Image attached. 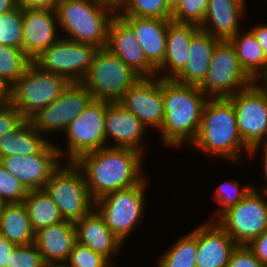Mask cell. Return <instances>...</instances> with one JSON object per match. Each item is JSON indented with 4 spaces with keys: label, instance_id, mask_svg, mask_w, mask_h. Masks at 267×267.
Wrapping results in <instances>:
<instances>
[{
    "label": "cell",
    "instance_id": "6da1fadb",
    "mask_svg": "<svg viewBox=\"0 0 267 267\" xmlns=\"http://www.w3.org/2000/svg\"><path fill=\"white\" fill-rule=\"evenodd\" d=\"M141 152L132 148L104 147L80 156L75 164L81 169L94 201L120 189L132 187L140 176Z\"/></svg>",
    "mask_w": 267,
    "mask_h": 267
},
{
    "label": "cell",
    "instance_id": "7a4b0ae2",
    "mask_svg": "<svg viewBox=\"0 0 267 267\" xmlns=\"http://www.w3.org/2000/svg\"><path fill=\"white\" fill-rule=\"evenodd\" d=\"M162 96L164 143L171 146L182 145L185 141L193 143L208 96L198 86L182 84L174 79H162Z\"/></svg>",
    "mask_w": 267,
    "mask_h": 267
},
{
    "label": "cell",
    "instance_id": "3957f363",
    "mask_svg": "<svg viewBox=\"0 0 267 267\" xmlns=\"http://www.w3.org/2000/svg\"><path fill=\"white\" fill-rule=\"evenodd\" d=\"M210 155L226 157L237 162L238 152L244 147L238 130L237 117L227 98H209L202 112L198 133L192 143Z\"/></svg>",
    "mask_w": 267,
    "mask_h": 267
},
{
    "label": "cell",
    "instance_id": "277c9868",
    "mask_svg": "<svg viewBox=\"0 0 267 267\" xmlns=\"http://www.w3.org/2000/svg\"><path fill=\"white\" fill-rule=\"evenodd\" d=\"M57 23L67 39L106 48L109 24L116 13L96 0H58L54 6Z\"/></svg>",
    "mask_w": 267,
    "mask_h": 267
},
{
    "label": "cell",
    "instance_id": "5b68a950",
    "mask_svg": "<svg viewBox=\"0 0 267 267\" xmlns=\"http://www.w3.org/2000/svg\"><path fill=\"white\" fill-rule=\"evenodd\" d=\"M141 77L107 48H98L82 84L93 100L119 102Z\"/></svg>",
    "mask_w": 267,
    "mask_h": 267
},
{
    "label": "cell",
    "instance_id": "8992f818",
    "mask_svg": "<svg viewBox=\"0 0 267 267\" xmlns=\"http://www.w3.org/2000/svg\"><path fill=\"white\" fill-rule=\"evenodd\" d=\"M70 84L65 77L45 72L31 63L9 88V102L28 120L57 99Z\"/></svg>",
    "mask_w": 267,
    "mask_h": 267
},
{
    "label": "cell",
    "instance_id": "52a82bcc",
    "mask_svg": "<svg viewBox=\"0 0 267 267\" xmlns=\"http://www.w3.org/2000/svg\"><path fill=\"white\" fill-rule=\"evenodd\" d=\"M68 163L69 166H59L53 172L43 190L56 204L62 218L75 223L93 210L94 200L81 169L75 162Z\"/></svg>",
    "mask_w": 267,
    "mask_h": 267
},
{
    "label": "cell",
    "instance_id": "ba28073f",
    "mask_svg": "<svg viewBox=\"0 0 267 267\" xmlns=\"http://www.w3.org/2000/svg\"><path fill=\"white\" fill-rule=\"evenodd\" d=\"M254 82L241 67L231 43L220 41L212 53L206 77L198 87L210 98H227Z\"/></svg>",
    "mask_w": 267,
    "mask_h": 267
},
{
    "label": "cell",
    "instance_id": "9c48e42d",
    "mask_svg": "<svg viewBox=\"0 0 267 267\" xmlns=\"http://www.w3.org/2000/svg\"><path fill=\"white\" fill-rule=\"evenodd\" d=\"M145 181L144 179L132 187L110 192L94 201L96 211L122 242L143 215Z\"/></svg>",
    "mask_w": 267,
    "mask_h": 267
},
{
    "label": "cell",
    "instance_id": "30bf717a",
    "mask_svg": "<svg viewBox=\"0 0 267 267\" xmlns=\"http://www.w3.org/2000/svg\"><path fill=\"white\" fill-rule=\"evenodd\" d=\"M97 49L92 44L59 37L32 63L45 72L65 77L70 83H82L90 70Z\"/></svg>",
    "mask_w": 267,
    "mask_h": 267
},
{
    "label": "cell",
    "instance_id": "8fae6325",
    "mask_svg": "<svg viewBox=\"0 0 267 267\" xmlns=\"http://www.w3.org/2000/svg\"><path fill=\"white\" fill-rule=\"evenodd\" d=\"M258 85L254 82L227 97L235 109L238 130L250 155L256 152L267 135V92Z\"/></svg>",
    "mask_w": 267,
    "mask_h": 267
},
{
    "label": "cell",
    "instance_id": "7c38bea8",
    "mask_svg": "<svg viewBox=\"0 0 267 267\" xmlns=\"http://www.w3.org/2000/svg\"><path fill=\"white\" fill-rule=\"evenodd\" d=\"M259 194L253 188L238 204L217 217L216 222L237 245H248L267 229V202Z\"/></svg>",
    "mask_w": 267,
    "mask_h": 267
},
{
    "label": "cell",
    "instance_id": "4fadbf2b",
    "mask_svg": "<svg viewBox=\"0 0 267 267\" xmlns=\"http://www.w3.org/2000/svg\"><path fill=\"white\" fill-rule=\"evenodd\" d=\"M108 101L92 100L79 116L66 128L70 162L80 156L106 146L105 112Z\"/></svg>",
    "mask_w": 267,
    "mask_h": 267
},
{
    "label": "cell",
    "instance_id": "5bb4252c",
    "mask_svg": "<svg viewBox=\"0 0 267 267\" xmlns=\"http://www.w3.org/2000/svg\"><path fill=\"white\" fill-rule=\"evenodd\" d=\"M92 100L91 92L82 83H71L57 99L28 120L39 133L65 131Z\"/></svg>",
    "mask_w": 267,
    "mask_h": 267
},
{
    "label": "cell",
    "instance_id": "9a60e30c",
    "mask_svg": "<svg viewBox=\"0 0 267 267\" xmlns=\"http://www.w3.org/2000/svg\"><path fill=\"white\" fill-rule=\"evenodd\" d=\"M50 143L41 153L10 156L0 159L3 167L16 177L27 191L42 190L53 172L60 166L59 157L65 152Z\"/></svg>",
    "mask_w": 267,
    "mask_h": 267
},
{
    "label": "cell",
    "instance_id": "2e32d148",
    "mask_svg": "<svg viewBox=\"0 0 267 267\" xmlns=\"http://www.w3.org/2000/svg\"><path fill=\"white\" fill-rule=\"evenodd\" d=\"M140 78L119 101L146 127L161 129L164 120L162 79ZM153 79V80H152ZM155 80V81H154Z\"/></svg>",
    "mask_w": 267,
    "mask_h": 267
},
{
    "label": "cell",
    "instance_id": "e0dca14e",
    "mask_svg": "<svg viewBox=\"0 0 267 267\" xmlns=\"http://www.w3.org/2000/svg\"><path fill=\"white\" fill-rule=\"evenodd\" d=\"M106 48L141 78L156 77V69L146 60L132 28L118 14L109 24Z\"/></svg>",
    "mask_w": 267,
    "mask_h": 267
},
{
    "label": "cell",
    "instance_id": "ac0fdd59",
    "mask_svg": "<svg viewBox=\"0 0 267 267\" xmlns=\"http://www.w3.org/2000/svg\"><path fill=\"white\" fill-rule=\"evenodd\" d=\"M56 20L54 7L23 8L22 50L31 61L59 39Z\"/></svg>",
    "mask_w": 267,
    "mask_h": 267
},
{
    "label": "cell",
    "instance_id": "d6986e66",
    "mask_svg": "<svg viewBox=\"0 0 267 267\" xmlns=\"http://www.w3.org/2000/svg\"><path fill=\"white\" fill-rule=\"evenodd\" d=\"M213 219L197 228L196 267H227L237 244Z\"/></svg>",
    "mask_w": 267,
    "mask_h": 267
},
{
    "label": "cell",
    "instance_id": "ffe728a7",
    "mask_svg": "<svg viewBox=\"0 0 267 267\" xmlns=\"http://www.w3.org/2000/svg\"><path fill=\"white\" fill-rule=\"evenodd\" d=\"M146 126L119 102H109L105 112V137L116 141L120 148H132L143 153L142 138Z\"/></svg>",
    "mask_w": 267,
    "mask_h": 267
},
{
    "label": "cell",
    "instance_id": "44dd1931",
    "mask_svg": "<svg viewBox=\"0 0 267 267\" xmlns=\"http://www.w3.org/2000/svg\"><path fill=\"white\" fill-rule=\"evenodd\" d=\"M133 30L146 60L157 70L163 63L171 19L120 16Z\"/></svg>",
    "mask_w": 267,
    "mask_h": 267
},
{
    "label": "cell",
    "instance_id": "7402d4cb",
    "mask_svg": "<svg viewBox=\"0 0 267 267\" xmlns=\"http://www.w3.org/2000/svg\"><path fill=\"white\" fill-rule=\"evenodd\" d=\"M45 263H65L77 243L74 222L64 220L35 232V242Z\"/></svg>",
    "mask_w": 267,
    "mask_h": 267
},
{
    "label": "cell",
    "instance_id": "603a6c76",
    "mask_svg": "<svg viewBox=\"0 0 267 267\" xmlns=\"http://www.w3.org/2000/svg\"><path fill=\"white\" fill-rule=\"evenodd\" d=\"M244 7L245 0H209L199 28L220 41H229L239 32L238 22L245 14Z\"/></svg>",
    "mask_w": 267,
    "mask_h": 267
},
{
    "label": "cell",
    "instance_id": "cb8c5ba5",
    "mask_svg": "<svg viewBox=\"0 0 267 267\" xmlns=\"http://www.w3.org/2000/svg\"><path fill=\"white\" fill-rule=\"evenodd\" d=\"M199 30L198 25L191 23L171 21L168 24L165 57L162 65L156 70V74H159L158 71L162 69L171 70L168 72L170 75H163L161 79H175L183 71L189 59L192 37Z\"/></svg>",
    "mask_w": 267,
    "mask_h": 267
},
{
    "label": "cell",
    "instance_id": "d4e9b609",
    "mask_svg": "<svg viewBox=\"0 0 267 267\" xmlns=\"http://www.w3.org/2000/svg\"><path fill=\"white\" fill-rule=\"evenodd\" d=\"M77 242L101 254L109 262L119 250L122 241L105 224L96 210L75 222Z\"/></svg>",
    "mask_w": 267,
    "mask_h": 267
},
{
    "label": "cell",
    "instance_id": "484cf974",
    "mask_svg": "<svg viewBox=\"0 0 267 267\" xmlns=\"http://www.w3.org/2000/svg\"><path fill=\"white\" fill-rule=\"evenodd\" d=\"M219 42V39L200 29L192 37L185 68L174 80L182 84L199 86L206 77L212 53Z\"/></svg>",
    "mask_w": 267,
    "mask_h": 267
},
{
    "label": "cell",
    "instance_id": "4316f807",
    "mask_svg": "<svg viewBox=\"0 0 267 267\" xmlns=\"http://www.w3.org/2000/svg\"><path fill=\"white\" fill-rule=\"evenodd\" d=\"M49 141L35 130L29 120H24L16 129L0 139V159L10 156H29L41 153Z\"/></svg>",
    "mask_w": 267,
    "mask_h": 267
},
{
    "label": "cell",
    "instance_id": "83f0119b",
    "mask_svg": "<svg viewBox=\"0 0 267 267\" xmlns=\"http://www.w3.org/2000/svg\"><path fill=\"white\" fill-rule=\"evenodd\" d=\"M0 234L16 245L35 242V231L23 203L4 205L0 213Z\"/></svg>",
    "mask_w": 267,
    "mask_h": 267
},
{
    "label": "cell",
    "instance_id": "f1b7e54d",
    "mask_svg": "<svg viewBox=\"0 0 267 267\" xmlns=\"http://www.w3.org/2000/svg\"><path fill=\"white\" fill-rule=\"evenodd\" d=\"M229 42L237 54L241 67L255 82L259 80L258 76L265 70L267 59L254 34L250 30L243 35L238 32Z\"/></svg>",
    "mask_w": 267,
    "mask_h": 267
},
{
    "label": "cell",
    "instance_id": "f546056e",
    "mask_svg": "<svg viewBox=\"0 0 267 267\" xmlns=\"http://www.w3.org/2000/svg\"><path fill=\"white\" fill-rule=\"evenodd\" d=\"M34 231L64 221L58 207L42 190L28 191L23 200Z\"/></svg>",
    "mask_w": 267,
    "mask_h": 267
},
{
    "label": "cell",
    "instance_id": "4dcf8cb0",
    "mask_svg": "<svg viewBox=\"0 0 267 267\" xmlns=\"http://www.w3.org/2000/svg\"><path fill=\"white\" fill-rule=\"evenodd\" d=\"M197 228L176 242L161 257L158 267H196Z\"/></svg>",
    "mask_w": 267,
    "mask_h": 267
},
{
    "label": "cell",
    "instance_id": "1f68e13d",
    "mask_svg": "<svg viewBox=\"0 0 267 267\" xmlns=\"http://www.w3.org/2000/svg\"><path fill=\"white\" fill-rule=\"evenodd\" d=\"M31 63L22 49L0 45V80L9 88Z\"/></svg>",
    "mask_w": 267,
    "mask_h": 267
},
{
    "label": "cell",
    "instance_id": "d6a6232c",
    "mask_svg": "<svg viewBox=\"0 0 267 267\" xmlns=\"http://www.w3.org/2000/svg\"><path fill=\"white\" fill-rule=\"evenodd\" d=\"M23 8L0 15V45L22 49Z\"/></svg>",
    "mask_w": 267,
    "mask_h": 267
},
{
    "label": "cell",
    "instance_id": "836d02e7",
    "mask_svg": "<svg viewBox=\"0 0 267 267\" xmlns=\"http://www.w3.org/2000/svg\"><path fill=\"white\" fill-rule=\"evenodd\" d=\"M125 12L119 16H136L147 18L171 19L172 12L168 9L166 0H128L123 7Z\"/></svg>",
    "mask_w": 267,
    "mask_h": 267
},
{
    "label": "cell",
    "instance_id": "e575fe53",
    "mask_svg": "<svg viewBox=\"0 0 267 267\" xmlns=\"http://www.w3.org/2000/svg\"><path fill=\"white\" fill-rule=\"evenodd\" d=\"M209 0H182L172 13L171 20L200 26L208 8Z\"/></svg>",
    "mask_w": 267,
    "mask_h": 267
},
{
    "label": "cell",
    "instance_id": "d590c367",
    "mask_svg": "<svg viewBox=\"0 0 267 267\" xmlns=\"http://www.w3.org/2000/svg\"><path fill=\"white\" fill-rule=\"evenodd\" d=\"M253 186L248 185L245 188H239L236 181H226L222 183L216 190L215 200L220 203V209L216 215L219 217L223 212L232 206L238 204L242 199H244L253 189Z\"/></svg>",
    "mask_w": 267,
    "mask_h": 267
},
{
    "label": "cell",
    "instance_id": "8d00e7d4",
    "mask_svg": "<svg viewBox=\"0 0 267 267\" xmlns=\"http://www.w3.org/2000/svg\"><path fill=\"white\" fill-rule=\"evenodd\" d=\"M27 189L0 162V197L5 204L23 203Z\"/></svg>",
    "mask_w": 267,
    "mask_h": 267
},
{
    "label": "cell",
    "instance_id": "74e56055",
    "mask_svg": "<svg viewBox=\"0 0 267 267\" xmlns=\"http://www.w3.org/2000/svg\"><path fill=\"white\" fill-rule=\"evenodd\" d=\"M45 264L43 257L35 243L17 245L9 254L8 264L5 267H42Z\"/></svg>",
    "mask_w": 267,
    "mask_h": 267
},
{
    "label": "cell",
    "instance_id": "f35d334b",
    "mask_svg": "<svg viewBox=\"0 0 267 267\" xmlns=\"http://www.w3.org/2000/svg\"><path fill=\"white\" fill-rule=\"evenodd\" d=\"M67 262L71 263L67 264V267H105L109 261L101 254L77 242Z\"/></svg>",
    "mask_w": 267,
    "mask_h": 267
},
{
    "label": "cell",
    "instance_id": "ab89813d",
    "mask_svg": "<svg viewBox=\"0 0 267 267\" xmlns=\"http://www.w3.org/2000/svg\"><path fill=\"white\" fill-rule=\"evenodd\" d=\"M25 119L10 102L0 106V139L16 129Z\"/></svg>",
    "mask_w": 267,
    "mask_h": 267
},
{
    "label": "cell",
    "instance_id": "60d3db41",
    "mask_svg": "<svg viewBox=\"0 0 267 267\" xmlns=\"http://www.w3.org/2000/svg\"><path fill=\"white\" fill-rule=\"evenodd\" d=\"M227 267H266L253 254L247 245H237L233 250Z\"/></svg>",
    "mask_w": 267,
    "mask_h": 267
},
{
    "label": "cell",
    "instance_id": "b9f144b4",
    "mask_svg": "<svg viewBox=\"0 0 267 267\" xmlns=\"http://www.w3.org/2000/svg\"><path fill=\"white\" fill-rule=\"evenodd\" d=\"M247 247L267 267V229L258 237L253 239Z\"/></svg>",
    "mask_w": 267,
    "mask_h": 267
},
{
    "label": "cell",
    "instance_id": "7bdbcfd3",
    "mask_svg": "<svg viewBox=\"0 0 267 267\" xmlns=\"http://www.w3.org/2000/svg\"><path fill=\"white\" fill-rule=\"evenodd\" d=\"M19 8H50L54 7L58 0H14Z\"/></svg>",
    "mask_w": 267,
    "mask_h": 267
},
{
    "label": "cell",
    "instance_id": "ee69618b",
    "mask_svg": "<svg viewBox=\"0 0 267 267\" xmlns=\"http://www.w3.org/2000/svg\"><path fill=\"white\" fill-rule=\"evenodd\" d=\"M16 246L0 234V267H5L8 264L9 254L13 252Z\"/></svg>",
    "mask_w": 267,
    "mask_h": 267
},
{
    "label": "cell",
    "instance_id": "f6af8a7d",
    "mask_svg": "<svg viewBox=\"0 0 267 267\" xmlns=\"http://www.w3.org/2000/svg\"><path fill=\"white\" fill-rule=\"evenodd\" d=\"M250 31L256 37V40L258 41V44L262 48L263 54L267 59V25L258 24L257 27L255 26L253 29H250Z\"/></svg>",
    "mask_w": 267,
    "mask_h": 267
},
{
    "label": "cell",
    "instance_id": "bcb514c9",
    "mask_svg": "<svg viewBox=\"0 0 267 267\" xmlns=\"http://www.w3.org/2000/svg\"><path fill=\"white\" fill-rule=\"evenodd\" d=\"M101 5L109 7L110 9L115 11H120L119 9L123 8L128 0H96Z\"/></svg>",
    "mask_w": 267,
    "mask_h": 267
},
{
    "label": "cell",
    "instance_id": "7dc6e473",
    "mask_svg": "<svg viewBox=\"0 0 267 267\" xmlns=\"http://www.w3.org/2000/svg\"><path fill=\"white\" fill-rule=\"evenodd\" d=\"M16 8L14 0H0V15L10 12Z\"/></svg>",
    "mask_w": 267,
    "mask_h": 267
},
{
    "label": "cell",
    "instance_id": "c3c4849f",
    "mask_svg": "<svg viewBox=\"0 0 267 267\" xmlns=\"http://www.w3.org/2000/svg\"><path fill=\"white\" fill-rule=\"evenodd\" d=\"M9 103V87L0 80V106Z\"/></svg>",
    "mask_w": 267,
    "mask_h": 267
},
{
    "label": "cell",
    "instance_id": "681fc988",
    "mask_svg": "<svg viewBox=\"0 0 267 267\" xmlns=\"http://www.w3.org/2000/svg\"><path fill=\"white\" fill-rule=\"evenodd\" d=\"M264 145L265 146H264V149H263L264 150V155H263L264 156V160H263L264 161V163H263V165H264L263 168L264 169L263 170H264V173H265L264 175H265V177L267 179V140H266ZM263 192L267 196V187L263 189Z\"/></svg>",
    "mask_w": 267,
    "mask_h": 267
},
{
    "label": "cell",
    "instance_id": "f907efd6",
    "mask_svg": "<svg viewBox=\"0 0 267 267\" xmlns=\"http://www.w3.org/2000/svg\"><path fill=\"white\" fill-rule=\"evenodd\" d=\"M166 1L168 9L173 13L178 8L182 0H166Z\"/></svg>",
    "mask_w": 267,
    "mask_h": 267
},
{
    "label": "cell",
    "instance_id": "816d5d0a",
    "mask_svg": "<svg viewBox=\"0 0 267 267\" xmlns=\"http://www.w3.org/2000/svg\"><path fill=\"white\" fill-rule=\"evenodd\" d=\"M262 75H259L258 77L259 78H263V81L264 83L266 84H263L262 86L260 85L259 87L264 90L265 92H267V64H266V67H265V70L261 73Z\"/></svg>",
    "mask_w": 267,
    "mask_h": 267
},
{
    "label": "cell",
    "instance_id": "f5cc1de1",
    "mask_svg": "<svg viewBox=\"0 0 267 267\" xmlns=\"http://www.w3.org/2000/svg\"><path fill=\"white\" fill-rule=\"evenodd\" d=\"M42 267H67L65 263H45Z\"/></svg>",
    "mask_w": 267,
    "mask_h": 267
},
{
    "label": "cell",
    "instance_id": "db71d44e",
    "mask_svg": "<svg viewBox=\"0 0 267 267\" xmlns=\"http://www.w3.org/2000/svg\"><path fill=\"white\" fill-rule=\"evenodd\" d=\"M4 205H5V202L1 199V197H0V213H1V211H2V209H3V207H4Z\"/></svg>",
    "mask_w": 267,
    "mask_h": 267
},
{
    "label": "cell",
    "instance_id": "11a10c76",
    "mask_svg": "<svg viewBox=\"0 0 267 267\" xmlns=\"http://www.w3.org/2000/svg\"><path fill=\"white\" fill-rule=\"evenodd\" d=\"M109 263H111V262H108L107 265H106L105 267H111Z\"/></svg>",
    "mask_w": 267,
    "mask_h": 267
}]
</instances>
